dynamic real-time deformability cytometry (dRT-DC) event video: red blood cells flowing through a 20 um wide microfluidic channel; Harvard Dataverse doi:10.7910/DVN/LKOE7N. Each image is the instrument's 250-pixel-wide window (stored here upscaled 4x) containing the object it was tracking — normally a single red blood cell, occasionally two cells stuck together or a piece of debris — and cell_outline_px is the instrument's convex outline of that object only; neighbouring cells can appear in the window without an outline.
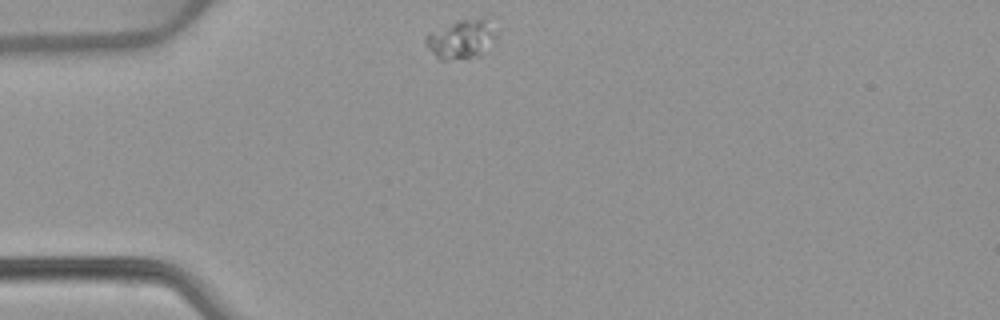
{"species": "common noctule bat (a hibernating species)", "species_latin": "Nyctalus noctula", "temperature_condition": "warm", "stored_images_in_passage": 43, "camera_frame_rate_fps": 3000, "um_per_image_px": 0.085, "animal": {"sex": "female", "body_mass_g": 22.7, "forearm_length_mm": 54.2}, "frame": {"image": 1, "passage_image": 1, "time_ms": 0.0, "image_size_px": [1000, 320], "cell_outline_px": [[496, 36], [480, 56], [448, 60], [440, 60], [432, 52], [424, 40], [424, 36], [428, 32], [456, 20], [488, 16]], "centroid_in_image_um": [39.19, 3.28], "position_along_channel_um": 45.8, "area_um2": 16.18}}
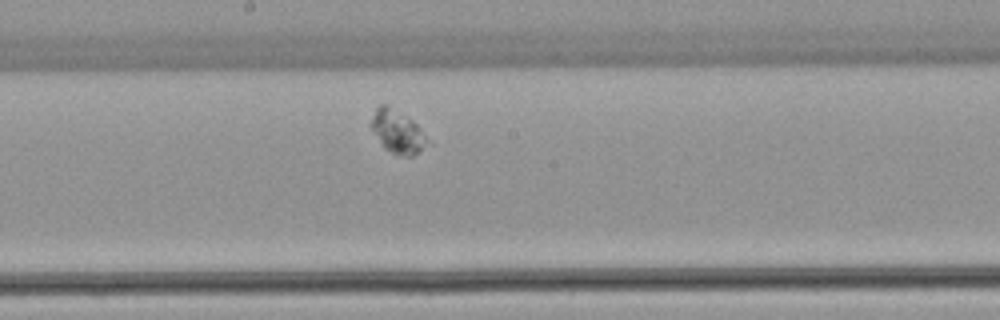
{"frame": {"image": 2, "passage_image": 17, "time_ms": 5.333, "image_size_px": [1000, 320], "cell_outline_px": [[432, 144], [412, 156], [404, 156], [392, 152], [384, 148], [372, 132], [368, 124], [376, 108], [380, 104], [384, 104], [412, 120], [416, 124]], "centroid_in_image_um": [33.78, 11.22], "position_along_channel_um": 214.4, "area_um2": 14.1}}
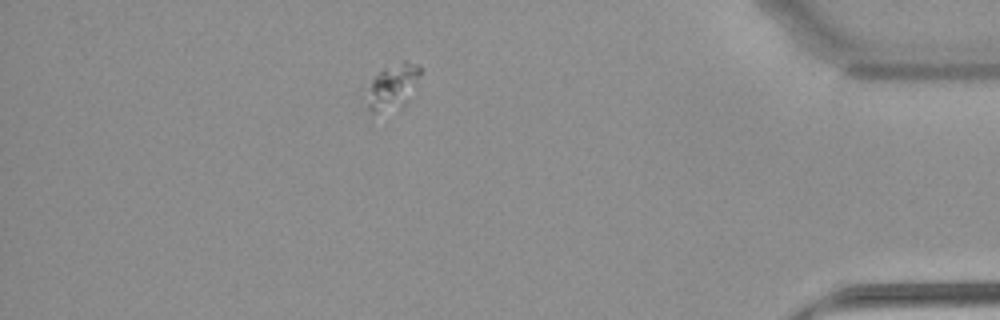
{"frame": {"image": 3, "passage_image": 36, "time_ms": 11.667, "image_size_px": [1000, 320], "cell_outline_px": [[420, 76], [412, 100], [404, 108], [372, 116], [368, 108], [368, 104], [372, 80], [384, 68], [404, 60], [420, 64]], "centroid_in_image_um": [33.47, 7.44], "position_along_channel_um": 401.7, "area_um2": 14.74}}